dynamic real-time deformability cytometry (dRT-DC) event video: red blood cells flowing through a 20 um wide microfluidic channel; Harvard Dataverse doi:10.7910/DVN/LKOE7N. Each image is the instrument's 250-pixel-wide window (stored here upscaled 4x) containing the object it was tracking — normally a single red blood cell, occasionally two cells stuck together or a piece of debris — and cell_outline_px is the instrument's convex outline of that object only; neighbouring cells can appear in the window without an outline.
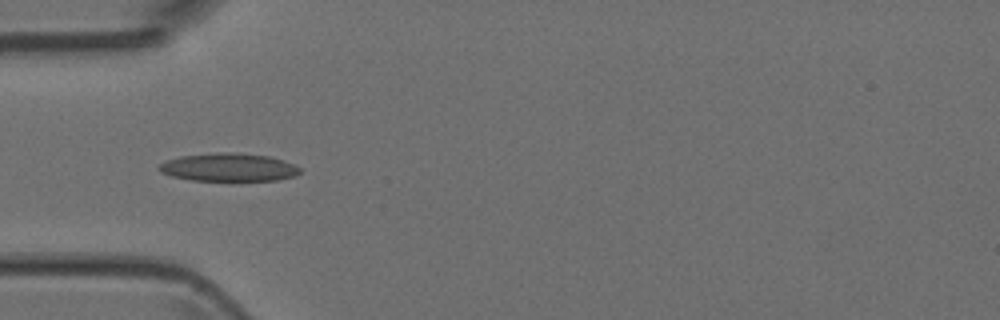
{"species": "Egyptian fruit bat (a non-hibernating species)", "species_latin": "Rousettus aegyptiacus", "temperature_condition": "room temperature", "stored_images_in_passage": 8, "camera_frame_rate_fps": 3000, "um_per_image_px": 0.085, "animal": {"sex": "female"}, "frame": {"image": 1, "passage_image": 5, "time_ms": 4.667, "image_size_px": [1000, 320], "cell_outline_px": [[300, 172], [296, 176], [276, 180], [192, 180], [172, 176], [160, 172], [156, 168], [164, 160], [180, 156], [224, 152], [228, 152], [268, 156], [292, 164], [300, 168]], "centroid_in_image_um": [19.38, 14.22], "position_along_channel_um": 65.6, "area_um2": 22.77}}
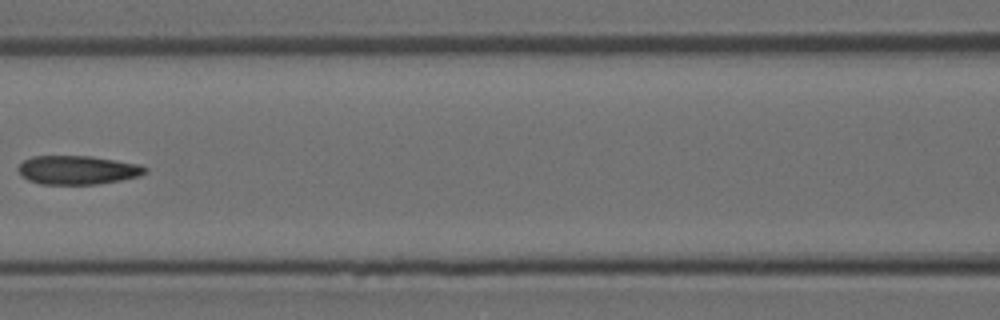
{"frame": {"image": 2, "passage_image": 7, "time_ms": 7.0, "image_size_px": [1000, 320], "cell_outline_px": [[148, 172], [140, 176], [120, 180], [96, 184], [40, 184], [28, 180], [20, 176], [16, 168], [24, 160], [32, 156], [88, 156], [140, 164], [148, 168]], "centroid_in_image_um": [6.57, 14.45], "position_along_channel_um": 160.0, "area_um2": 21.39}}
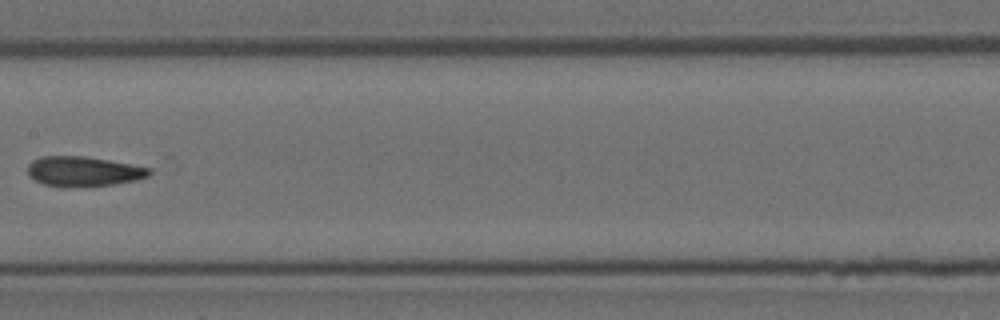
{"frame": {"image": 3, "passage_image": 8, "time_ms": 8.0, "image_size_px": [1000, 320], "cell_outline_px": [[152, 172], [148, 176], [136, 180], [112, 184], [72, 188], [60, 188], [44, 184], [28, 176], [28, 164], [32, 160], [40, 156], [84, 156], [132, 164], [152, 168]], "centroid_in_image_um": [7.07, 14.58], "position_along_channel_um": 200.3, "area_um2": 21.5}}